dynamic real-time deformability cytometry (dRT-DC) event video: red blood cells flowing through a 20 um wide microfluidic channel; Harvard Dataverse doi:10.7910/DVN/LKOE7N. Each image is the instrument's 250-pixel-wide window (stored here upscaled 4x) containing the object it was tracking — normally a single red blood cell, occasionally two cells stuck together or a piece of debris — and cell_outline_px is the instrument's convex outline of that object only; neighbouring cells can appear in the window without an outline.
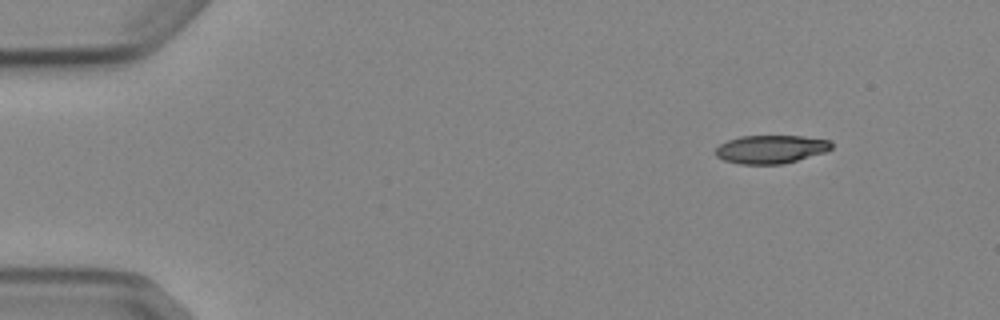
{"species": "Egyptian fruit bat (a non-hibernating species)", "species_latin": "Rousettus aegyptiacus", "temperature_condition": "cold", "stored_images_in_passage": 7, "camera_frame_rate_fps": 3000, "um_per_image_px": 0.085, "animal": {"sex": "female"}, "frame": {"image": 1, "passage_image": 1, "time_ms": 0.0, "image_size_px": [1000, 320], "cell_outline_px": [[832, 148], [828, 152], [780, 164], [740, 164], [724, 160], [716, 156], [716, 148], [720, 144], [728, 140], [740, 136], [804, 136], [832, 140]], "centroid_in_image_um": [65.56, 12.68], "position_along_channel_um": 19.4, "area_um2": 19.19}}
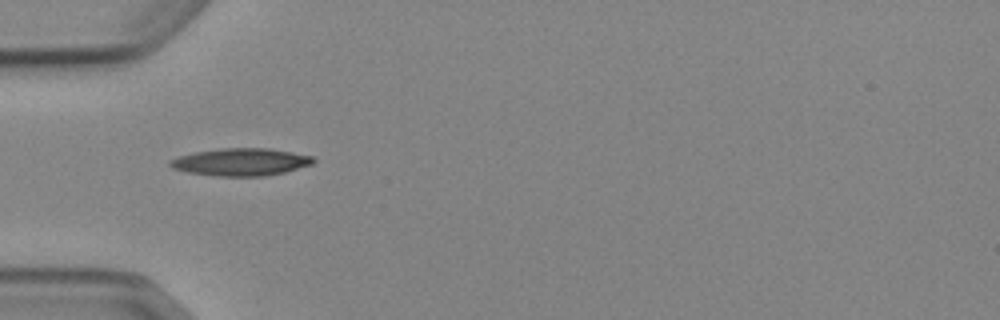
{"frame": {"image": 2, "passage_image": 4, "time_ms": 3.667, "image_size_px": [1000, 320], "cell_outline_px": [[316, 160], [312, 164], [284, 172], [264, 176], [216, 176], [188, 172], [172, 168], [168, 164], [168, 160], [180, 156], [196, 152], [220, 148], [268, 148], [292, 152], [312, 156]], "centroid_in_image_um": [20.46, 13.77], "position_along_channel_um": 64.5, "area_um2": 22.83}}
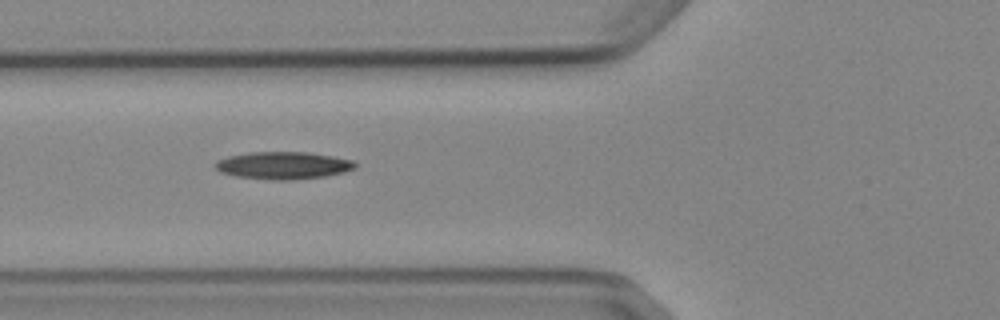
{"frame": {"image": 3, "passage_image": 5, "time_ms": 4.667, "image_size_px": [1000, 320], "cell_outline_px": [[356, 168], [344, 172], [324, 176], [288, 180], [272, 180], [236, 176], [220, 172], [216, 168], [216, 160], [228, 156], [248, 152], [308, 152], [356, 160]], "centroid_in_image_um": [24.09, 14.05], "position_along_channel_um": 101.7, "area_um2": 22.37}}